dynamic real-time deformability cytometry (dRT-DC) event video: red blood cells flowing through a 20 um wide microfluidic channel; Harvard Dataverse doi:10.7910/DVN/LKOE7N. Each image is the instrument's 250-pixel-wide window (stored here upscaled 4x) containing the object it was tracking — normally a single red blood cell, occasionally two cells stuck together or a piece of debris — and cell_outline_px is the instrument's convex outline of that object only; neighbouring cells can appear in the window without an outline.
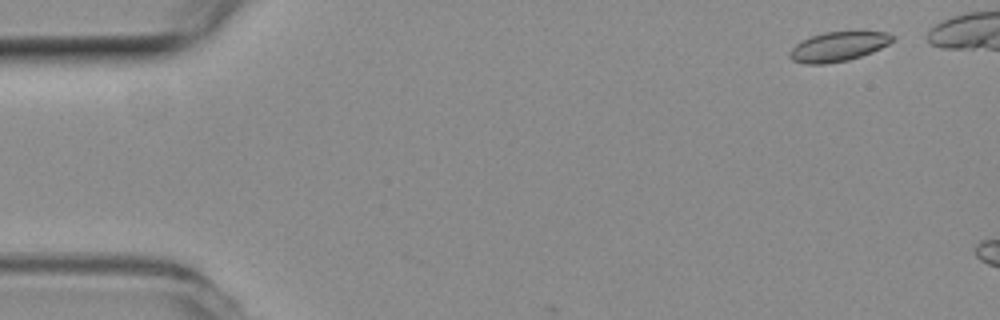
{"species": "common noctule bat (a hibernating species)", "species_latin": "Nyctalus noctula", "temperature_condition": "room temperature", "stored_images_in_passage": 6, "camera_frame_rate_fps": 3000, "um_per_image_px": 0.085, "animal": {"sex": "female", "body_mass_g": 19.3, "forearm_length_mm": 54.1}, "frame": {"image": 1, "passage_image": 4, "time_ms": 1.0, "image_size_px": [1000, 320], "cell_outline_px": [[896, 40], [872, 52], [848, 60], [824, 64], [804, 64], [792, 60], [788, 56], [788, 52], [800, 40], [824, 32], [888, 32], [896, 36]], "centroid_in_image_um": [71.24, 3.96], "position_along_channel_um": 13.8, "area_um2": 17.74}}